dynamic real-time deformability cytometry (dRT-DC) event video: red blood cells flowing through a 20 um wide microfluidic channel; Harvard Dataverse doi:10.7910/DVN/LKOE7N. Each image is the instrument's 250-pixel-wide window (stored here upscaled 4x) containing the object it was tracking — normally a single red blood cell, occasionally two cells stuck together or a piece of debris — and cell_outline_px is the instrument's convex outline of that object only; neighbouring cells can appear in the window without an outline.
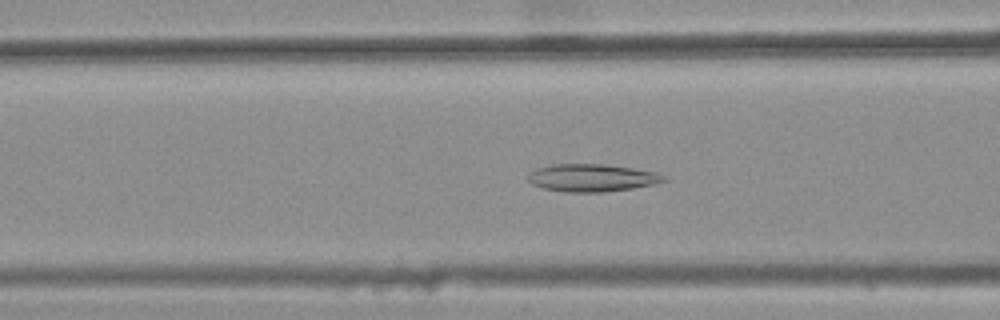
{"species": "common noctule bat (a hibernating species)", "species_latin": "Nyctalus noctula", "temperature_condition": "warm", "stored_images_in_passage": 44, "camera_frame_rate_fps": 3000, "um_per_image_px": 0.085, "animal": {"sex": "female", "body_mass_g": 25.1}, "frame": {"image": 1, "passage_image": 20, "time_ms": 6.333, "image_size_px": [1000, 320], "cell_outline_px": [[668, 180], [652, 184], [632, 188], [600, 192], [564, 192], [544, 188], [532, 184], [528, 180], [528, 172], [536, 168], [552, 164], [604, 164], [632, 168], [656, 172], [664, 176]], "centroid_in_image_um": [50.27, 15.1], "position_along_channel_um": 116.3, "area_um2": 21.73}}
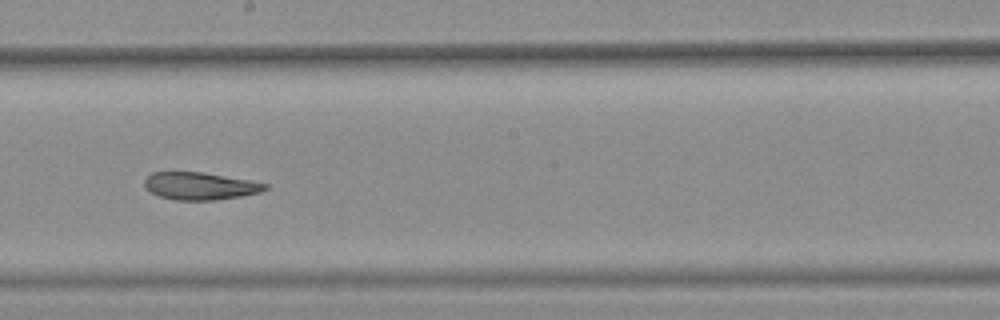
{"frame": {"image": 2, "passage_image": 29, "time_ms": 9.333, "image_size_px": [1000, 320], "cell_outline_px": [[268, 188], [260, 192], [240, 196], [212, 200], [172, 200], [160, 196], [152, 192], [144, 184], [144, 180], [152, 172], [204, 172], [248, 180], [268, 184]], "centroid_in_image_um": [17.0, 15.8], "position_along_channel_um": 231.2, "area_um2": 19.07}}
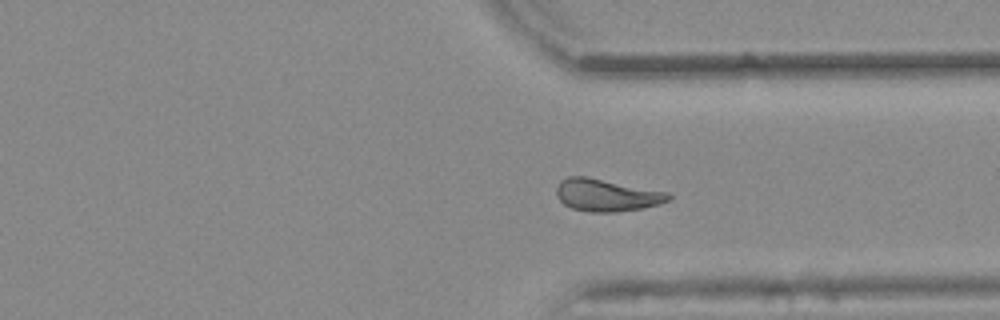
{"frame": {"image": 3, "passage_image": 39, "time_ms": 12.667, "image_size_px": [1000, 320], "cell_outline_px": [[672, 200], [660, 204], [640, 208], [616, 212], [592, 212], [572, 208], [564, 204], [556, 196], [556, 188], [560, 180], [568, 176], [588, 176], [668, 192], [672, 196]], "centroid_in_image_um": [51.57, 16.57], "position_along_channel_um": 359.8, "area_um2": 21.27}, "authors_computed_cell_mechanics": {"area_um2": 21.2415, "velocity_mm_per_s": 3.8374, "shape_relaxation_time_tau1_ms": null, "shape_relaxation_time_tau2_ms": 3.8076, "deformation_change_tau1": null, "deformation_change_tau2": 0.1192}}